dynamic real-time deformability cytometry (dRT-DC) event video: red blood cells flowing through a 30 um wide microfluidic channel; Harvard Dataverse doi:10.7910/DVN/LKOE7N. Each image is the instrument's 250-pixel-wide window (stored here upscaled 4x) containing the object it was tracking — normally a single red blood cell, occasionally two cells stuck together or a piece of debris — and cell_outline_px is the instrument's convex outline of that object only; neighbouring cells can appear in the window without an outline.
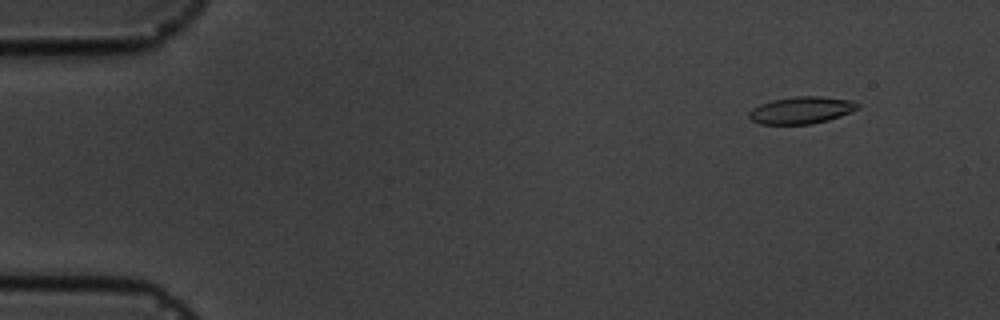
{"species": "common noctule bat (a hibernating species)", "species_latin": "Nyctalus noctula", "temperature_condition": "cold", "stored_images_in_passage": 5, "camera_frame_rate_fps": 3000, "um_per_image_px": 0.085, "animal": {"sex": "male", "body_mass_g": 19.5, "forearm_length_mm": 54.6}, "frame": {"image": 1, "passage_image": 2, "time_ms": 1.0, "image_size_px": [1000, 320], "cell_outline_px": [[860, 108], [840, 116], [828, 120], [812, 124], [760, 124], [752, 120], [748, 116], [748, 112], [752, 108], [760, 104], [772, 100], [792, 96], [820, 96], [852, 100], [860, 104]], "centroid_in_image_um": [68.12, 9.36], "position_along_channel_um": 16.9, "area_um2": 17.28}}
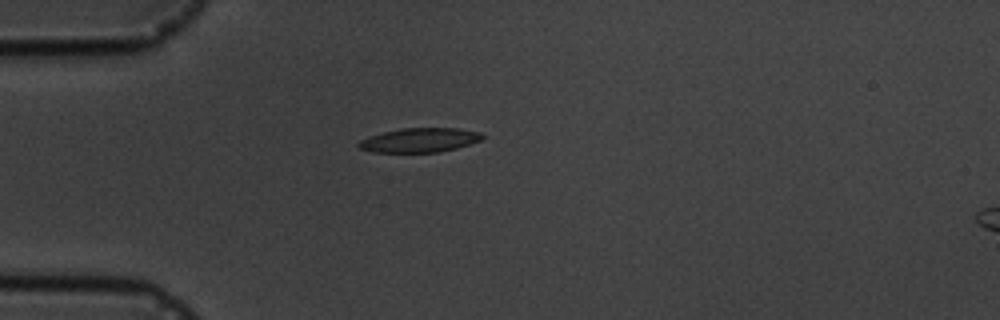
{"frame": {"image": 2, "passage_image": 5, "time_ms": 4.333, "image_size_px": [1000, 320], "cell_outline_px": [[484, 136], [480, 140], [456, 148], [440, 152], [372, 152], [360, 148], [356, 144], [360, 140], [368, 136], [400, 128], [456, 128], [480, 132]], "centroid_in_image_um": [35.63, 11.91], "position_along_channel_um": 49.4, "area_um2": 17.4}}